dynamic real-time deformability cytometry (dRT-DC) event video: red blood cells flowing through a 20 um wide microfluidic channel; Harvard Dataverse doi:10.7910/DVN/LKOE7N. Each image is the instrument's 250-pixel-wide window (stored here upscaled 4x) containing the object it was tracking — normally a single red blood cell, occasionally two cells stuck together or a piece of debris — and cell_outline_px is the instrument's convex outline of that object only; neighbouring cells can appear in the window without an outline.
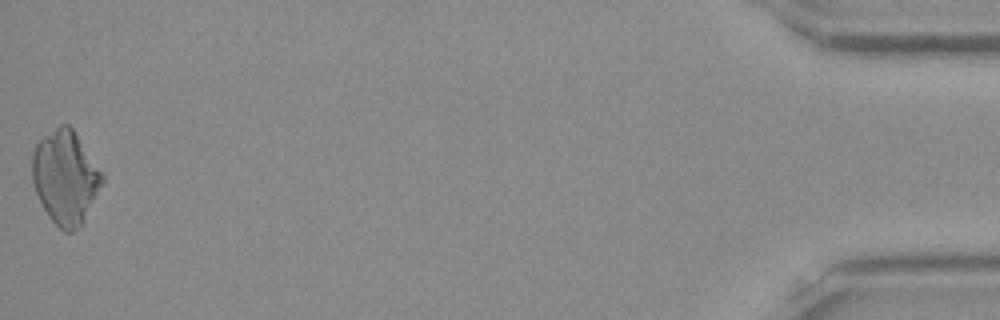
{"species": "Egyptian fruit bat (a non-hibernating species)", "species_latin": "Rousettus aegyptiacus", "temperature_condition": "room temperature", "stored_images_in_passage": 37, "camera_frame_rate_fps": 3000, "um_per_image_px": 0.085, "frame": {"image": 1, "passage_image": 37, "time_ms": 12.0, "image_size_px": [1000, 320], "cell_outline_px": [[104, 180], [80, 228], [72, 232], [64, 232], [52, 220], [44, 208], [36, 192], [32, 180], [32, 152], [36, 144], [44, 136], [60, 124], [68, 124], [72, 128], [104, 176]], "centroid_in_image_um": [5.54, 15.08], "position_along_channel_um": 429.7, "area_um2": 37.63}}